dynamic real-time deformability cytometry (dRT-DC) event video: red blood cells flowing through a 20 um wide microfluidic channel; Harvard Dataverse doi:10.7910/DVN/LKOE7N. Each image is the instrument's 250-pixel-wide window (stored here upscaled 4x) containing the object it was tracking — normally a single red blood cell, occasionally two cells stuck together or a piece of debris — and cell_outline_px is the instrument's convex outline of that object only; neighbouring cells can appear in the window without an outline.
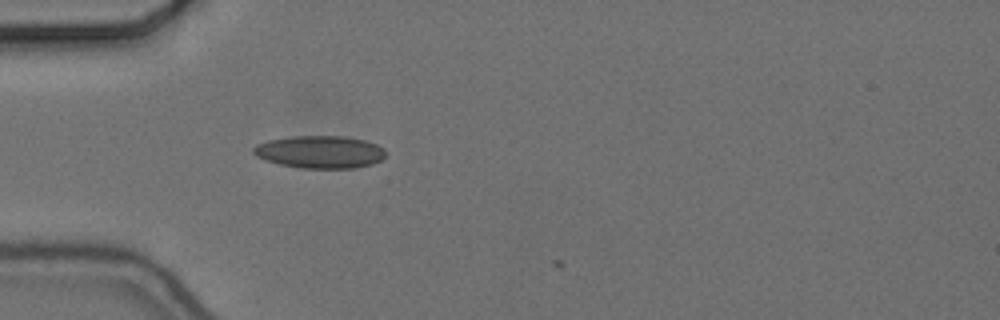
{"species": "common noctule bat (a hibernating species)", "species_latin": "Nyctalus noctula", "temperature_condition": "cold", "stored_images_in_passage": 2, "camera_frame_rate_fps": 3000, "um_per_image_px": 0.085, "animal": {"sex": "female", "body_mass_g": 24.6, "forearm_length_mm": 56.2}, "frame": {"image": 1, "passage_image": 1, "time_ms": 0.0, "image_size_px": [1000, 320], "cell_outline_px": [[384, 156], [380, 160], [372, 164], [352, 168], [300, 168], [280, 164], [264, 160], [256, 156], [252, 152], [252, 148], [256, 144], [268, 140], [292, 136], [344, 136], [364, 140], [376, 144], [384, 148]], "centroid_in_image_um": [27.15, 12.91], "position_along_channel_um": 57.8, "area_um2": 25.09}}